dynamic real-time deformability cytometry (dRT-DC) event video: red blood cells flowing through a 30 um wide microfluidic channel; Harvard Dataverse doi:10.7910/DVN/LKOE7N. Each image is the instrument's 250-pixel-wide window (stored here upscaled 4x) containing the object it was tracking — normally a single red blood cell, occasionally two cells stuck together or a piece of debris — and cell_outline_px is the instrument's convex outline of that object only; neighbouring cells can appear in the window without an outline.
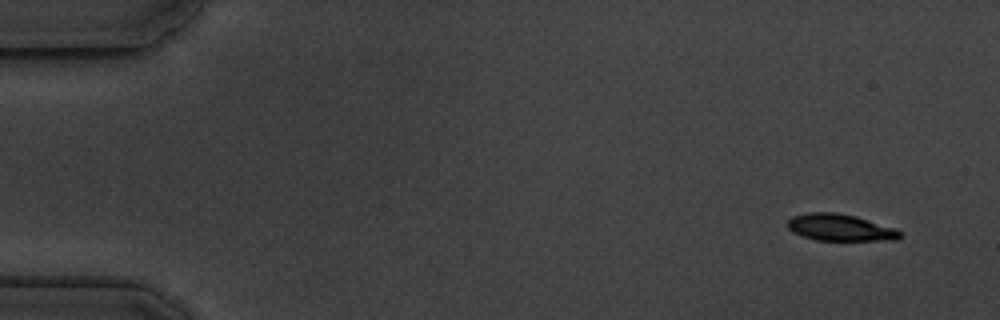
{"species": "common noctule bat (a hibernating species)", "species_latin": "Nyctalus noctula", "temperature_condition": "cold", "stored_images_in_passage": 6, "camera_frame_rate_fps": 3000, "um_per_image_px": 0.085, "animal": {"sex": "male", "body_mass_g": 19.5, "forearm_length_mm": 54.6}, "frame": {"image": 1, "passage_image": 1, "time_ms": 0.0, "image_size_px": [1000, 320], "cell_outline_px": [[900, 236], [896, 240], [816, 240], [792, 232], [788, 228], [788, 220], [792, 216], [808, 212], [836, 212], [856, 216], [896, 228], [900, 232]], "centroid_in_image_um": [71.4, 19.33], "position_along_channel_um": 13.6, "area_um2": 17.51}}
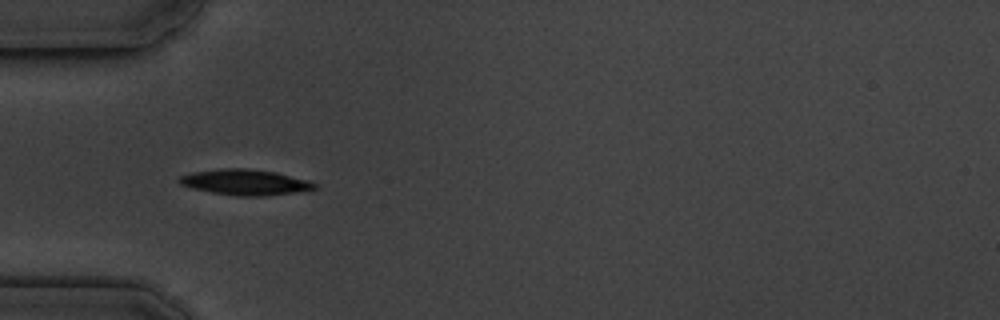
{"frame": {"image": 2, "passage_image": 5, "time_ms": 4.667, "image_size_px": [1000, 320], "cell_outline_px": [[316, 188], [292, 192], [264, 196], [240, 196], [212, 192], [192, 188], [180, 184], [176, 180], [180, 176], [192, 172], [220, 168], [248, 168], [276, 172], [308, 180], [316, 184]], "centroid_in_image_um": [20.78, 15.47], "position_along_channel_um": 64.2, "area_um2": 20.06}}